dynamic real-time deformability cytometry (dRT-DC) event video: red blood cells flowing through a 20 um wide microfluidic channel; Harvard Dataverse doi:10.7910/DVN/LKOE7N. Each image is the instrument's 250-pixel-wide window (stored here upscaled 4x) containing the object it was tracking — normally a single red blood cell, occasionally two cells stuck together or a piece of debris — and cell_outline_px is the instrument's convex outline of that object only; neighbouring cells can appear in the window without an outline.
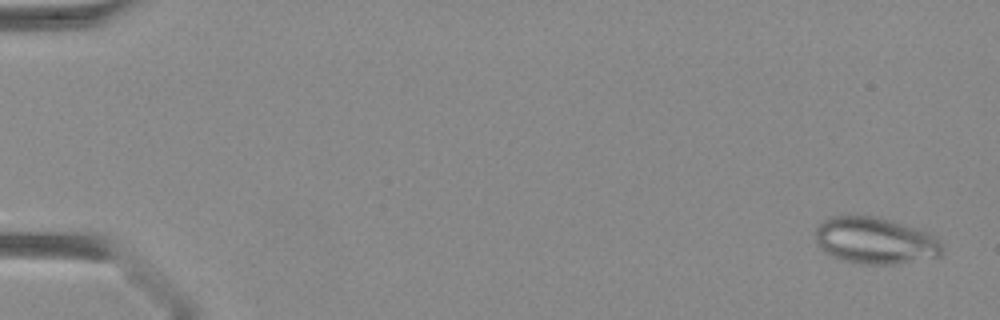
{"species": "Egyptian fruit bat (a non-hibernating species)", "species_latin": "Rousettus aegyptiacus", "temperature_condition": "warm", "stored_images_in_passage": 11, "camera_frame_rate_fps": 3000, "um_per_image_px": 0.085, "animal": {"sex": "female"}, "frame": {"image": 1, "passage_image": 2, "time_ms": 0.333, "image_size_px": [1000, 320], "cell_outline_px": [[944, 252], [940, 256], [892, 264], [864, 264], [844, 260], [832, 256], [824, 252], [816, 244], [816, 228], [824, 220], [832, 216], [876, 216], [892, 220], [924, 232], [940, 240], [944, 248]], "centroid_in_image_um": [74.37, 20.45], "position_along_channel_um": 10.6, "area_um2": 34.16}}